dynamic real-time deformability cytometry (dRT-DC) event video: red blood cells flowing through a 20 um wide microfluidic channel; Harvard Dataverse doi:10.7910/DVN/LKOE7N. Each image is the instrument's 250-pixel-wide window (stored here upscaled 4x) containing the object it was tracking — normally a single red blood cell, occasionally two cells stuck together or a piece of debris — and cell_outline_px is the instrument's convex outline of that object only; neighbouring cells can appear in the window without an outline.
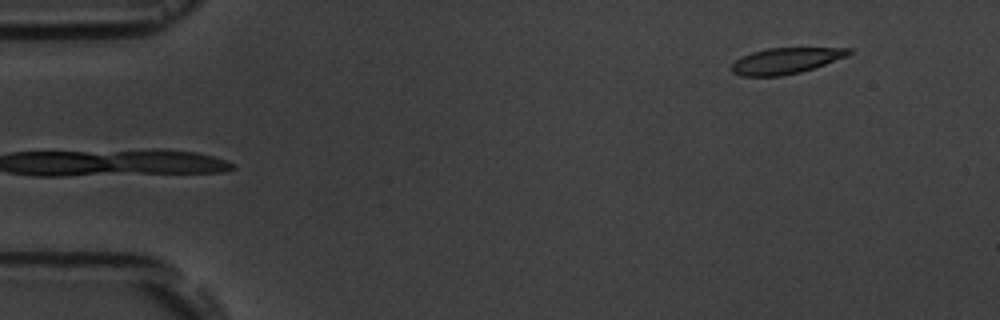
{"species": "common noctule bat (a hibernating species)", "species_latin": "Nyctalus noctula", "temperature_condition": "room temperature", "stored_images_in_passage": 5, "segment_of_instrument_passage": [2, 2], "camera_frame_rate_fps": 3000, "um_per_image_px": 0.085, "animal": {"sex": "male", "body_mass_g": 19.5, "forearm_length_mm": 54.6}, "frame": {"image": 1, "passage_image": 5, "time_ms": 4.667, "image_size_px": [1000, 320], "cell_outline_px": [[852, 52], [848, 56], [800, 72], [780, 76], [740, 76], [732, 72], [732, 64], [736, 60], [752, 52], [768, 48], [852, 48]], "centroid_in_image_um": [66.79, 5.16], "position_along_channel_um": 18.2, "area_um2": 17.51}}